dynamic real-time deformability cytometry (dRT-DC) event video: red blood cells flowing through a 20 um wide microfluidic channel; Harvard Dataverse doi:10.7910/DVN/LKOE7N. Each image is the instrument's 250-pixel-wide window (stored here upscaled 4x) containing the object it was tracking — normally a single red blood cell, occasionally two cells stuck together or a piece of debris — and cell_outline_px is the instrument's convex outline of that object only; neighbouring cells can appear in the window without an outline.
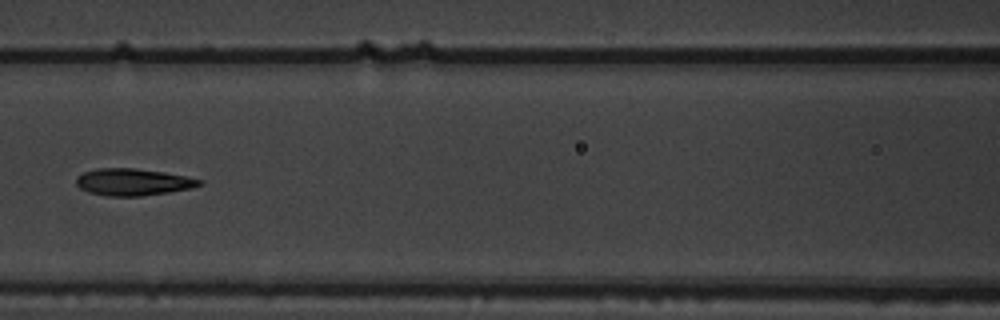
{"species": "common noctule bat (a hibernating species)", "species_latin": "Nyctalus noctula", "temperature_condition": "warm", "stored_images_in_passage": 9, "camera_frame_rate_fps": 3000, "um_per_image_px": 0.085, "animal": {"sex": "male", "body_mass_g": 19.5, "forearm_length_mm": 54.6}, "frame": {"image": 1, "passage_image": 6, "time_ms": 1.667, "image_size_px": [1000, 320], "cell_outline_px": [[204, 184], [192, 188], [168, 192], [140, 196], [108, 196], [88, 192], [80, 188], [76, 184], [76, 176], [84, 172], [96, 168], [132, 168], [164, 172], [204, 180]], "centroid_in_image_um": [11.3, 15.47], "position_along_channel_um": 155.3, "area_um2": 19.36}}
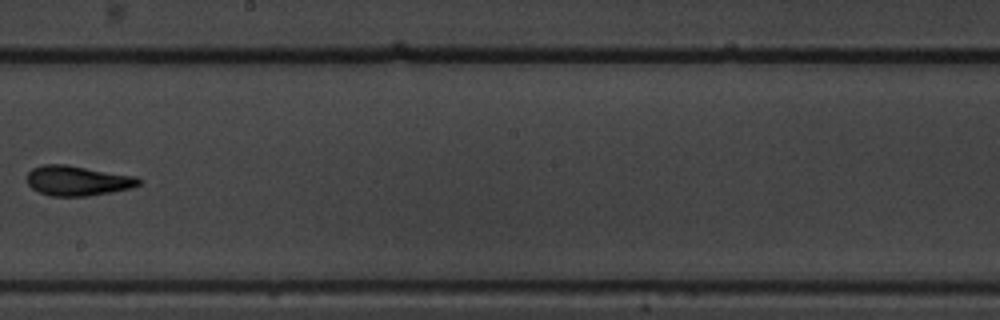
{"frame": {"image": 2, "passage_image": 8, "time_ms": 2.333, "image_size_px": [1000, 320], "cell_outline_px": [[144, 180], [140, 184], [132, 188], [112, 192], [88, 196], [52, 196], [40, 192], [32, 188], [28, 184], [28, 172], [32, 168], [44, 164], [68, 164], [136, 176]], "centroid_in_image_um": [6.64, 15.35], "position_along_channel_um": 241.6, "area_um2": 19.71}}
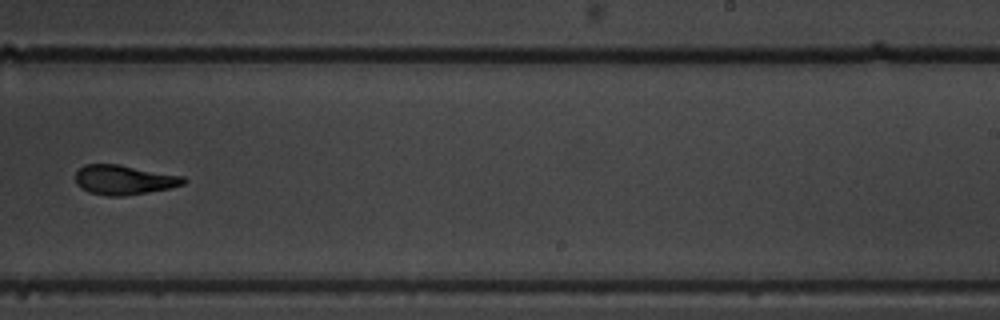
{"frame": {"image": 3, "passage_image": 9, "time_ms": 2.667, "image_size_px": [1000, 320], "cell_outline_px": [[188, 180], [184, 184], [172, 188], [124, 196], [104, 196], [88, 192], [80, 188], [76, 184], [76, 172], [84, 164], [120, 164], [184, 176]], "centroid_in_image_um": [10.55, 15.29], "position_along_channel_um": 278.4, "area_um2": 18.96}}